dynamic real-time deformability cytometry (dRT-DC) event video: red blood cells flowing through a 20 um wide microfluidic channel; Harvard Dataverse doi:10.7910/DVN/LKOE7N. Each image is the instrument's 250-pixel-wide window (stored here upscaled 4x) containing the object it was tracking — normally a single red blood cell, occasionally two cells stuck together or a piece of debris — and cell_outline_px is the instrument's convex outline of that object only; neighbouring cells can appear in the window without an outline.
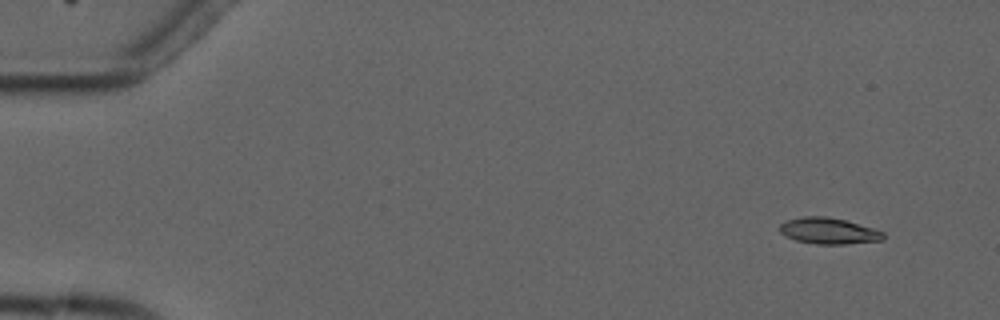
{"species": "common noctule bat (a hibernating species)", "species_latin": "Nyctalus noctula", "temperature_condition": "cold", "stored_images_in_passage": 4, "camera_frame_rate_fps": 3000, "um_per_image_px": 0.085, "animal": {"sex": "male", "forearm_length_mm": 52.5}, "frame": {"image": 1, "passage_image": 1, "time_ms": 0.0, "image_size_px": [1000, 320], "cell_outline_px": [[884, 240], [844, 244], [816, 244], [796, 240], [784, 236], [780, 232], [780, 224], [784, 220], [804, 216], [828, 216], [844, 220], [872, 228], [884, 232]], "centroid_in_image_um": [70.4, 19.62], "position_along_channel_um": 14.6, "area_um2": 15.84}}